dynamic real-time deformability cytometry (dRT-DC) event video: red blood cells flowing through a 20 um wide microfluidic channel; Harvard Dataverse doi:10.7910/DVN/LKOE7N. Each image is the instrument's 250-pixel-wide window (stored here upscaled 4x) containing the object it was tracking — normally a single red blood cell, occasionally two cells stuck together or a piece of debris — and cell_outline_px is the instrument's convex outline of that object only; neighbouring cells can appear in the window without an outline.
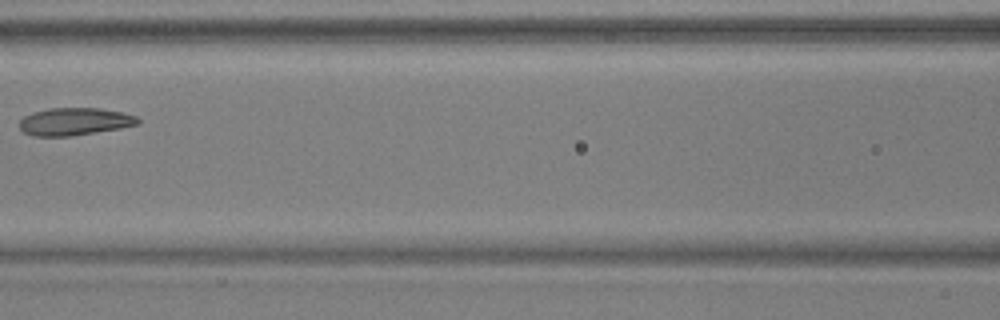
{"species": "common noctule bat (a hibernating species)", "species_latin": "Nyctalus noctula", "temperature_condition": "warm", "stored_images_in_passage": 6, "camera_frame_rate_fps": 3000, "um_per_image_px": 0.085, "animal": {"sex": "male", "body_mass_g": 17.9, "forearm_length_mm": 54.2}, "frame": {"image": 1, "passage_image": 6, "time_ms": 1.667, "image_size_px": [1000, 320], "cell_outline_px": [[140, 124], [120, 128], [68, 136], [32, 136], [24, 132], [20, 128], [20, 120], [24, 116], [32, 112], [48, 108], [100, 108], [120, 112], [136, 116], [140, 120]], "centroid_in_image_um": [6.32, 10.32], "position_along_channel_um": 160.3, "area_um2": 18.9}}